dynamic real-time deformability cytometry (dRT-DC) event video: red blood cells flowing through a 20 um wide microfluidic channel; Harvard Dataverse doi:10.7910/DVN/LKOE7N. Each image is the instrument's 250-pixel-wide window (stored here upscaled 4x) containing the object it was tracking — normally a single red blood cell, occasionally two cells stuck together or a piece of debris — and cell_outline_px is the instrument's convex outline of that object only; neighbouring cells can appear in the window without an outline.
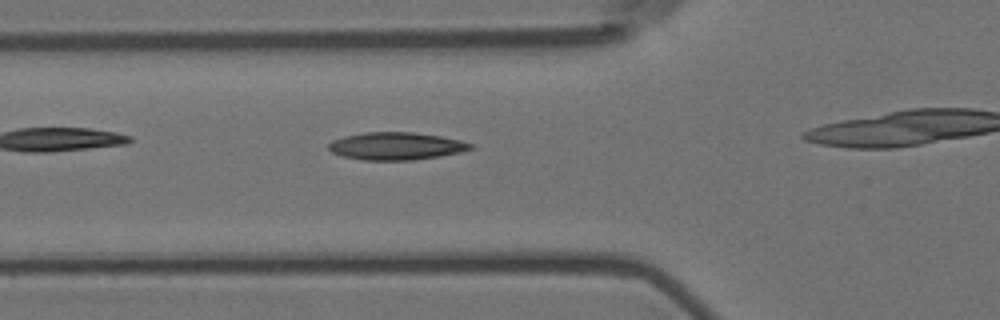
{"species": "Egyptian fruit bat (a non-hibernating species)", "species_latin": "Rousettus aegyptiacus", "temperature_condition": "room temperature", "stored_images_in_passage": 8, "camera_frame_rate_fps": 3000, "um_per_image_px": 0.085, "animal": {"sex": "female"}, "frame": {"image": 1, "passage_image": 7, "time_ms": 2.0, "image_size_px": [1000, 320], "cell_outline_px": [[476, 148], [460, 152], [440, 156], [412, 160], [364, 160], [344, 156], [332, 152], [328, 148], [328, 144], [332, 140], [344, 136], [364, 132], [412, 132], [440, 136], [460, 140], [476, 144]], "centroid_in_image_um": [33.71, 12.41], "position_along_channel_um": 92.1, "area_um2": 22.89}}